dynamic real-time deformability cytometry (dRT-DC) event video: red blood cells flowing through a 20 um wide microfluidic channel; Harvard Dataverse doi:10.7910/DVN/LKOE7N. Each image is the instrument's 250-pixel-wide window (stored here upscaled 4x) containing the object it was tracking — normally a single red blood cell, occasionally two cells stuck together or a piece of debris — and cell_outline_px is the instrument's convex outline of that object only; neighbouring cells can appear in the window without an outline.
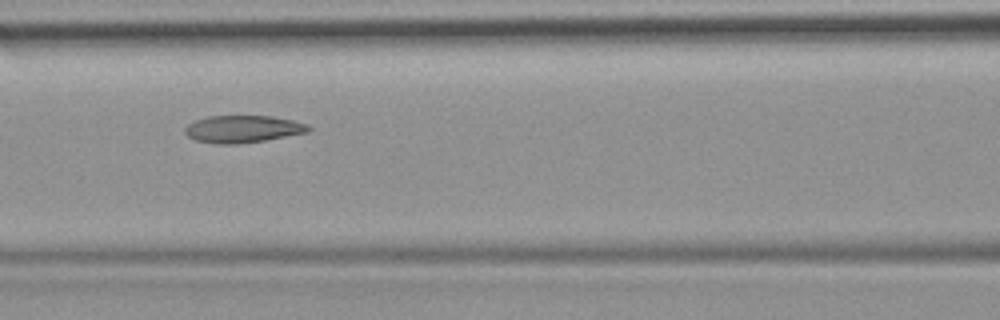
{"species": "common noctule bat (a hibernating species)", "species_latin": "Nyctalus noctula", "temperature_condition": "room temperature", "stored_images_in_passage": 10, "camera_frame_rate_fps": 3000, "um_per_image_px": 0.085, "animal": {"sex": "female", "body_mass_g": 19.9}, "frame": {"image": 1, "passage_image": 5, "time_ms": 4.667, "image_size_px": [1000, 320], "cell_outline_px": [[312, 128], [308, 132], [264, 140], [236, 144], [216, 144], [196, 140], [188, 136], [184, 132], [184, 128], [188, 124], [196, 120], [208, 116], [272, 116], [292, 120], [308, 124]], "centroid_in_image_um": [20.63, 10.96], "position_along_channel_um": 146.0, "area_um2": 19.54}}
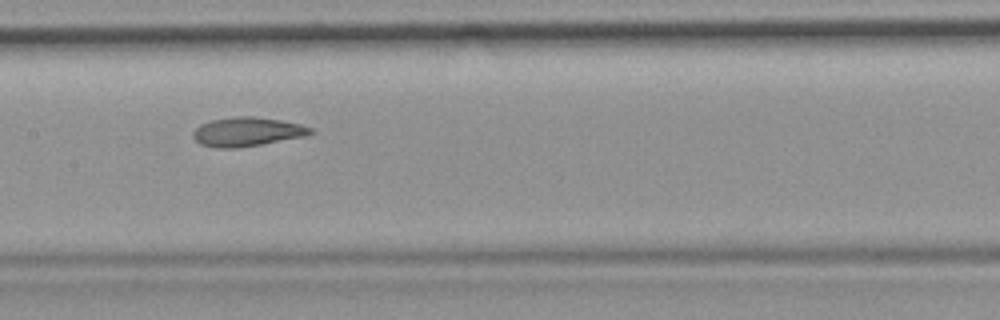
{"frame": {"image": 2, "passage_image": 6, "time_ms": 5.667, "image_size_px": [1000, 320], "cell_outline_px": [[312, 132], [304, 136], [260, 144], [236, 148], [216, 148], [200, 144], [192, 136], [192, 132], [200, 124], [212, 120], [236, 116], [256, 116], [280, 120], [300, 124], [312, 128]], "centroid_in_image_um": [20.96, 11.19], "position_along_channel_um": 186.4, "area_um2": 19.71}}